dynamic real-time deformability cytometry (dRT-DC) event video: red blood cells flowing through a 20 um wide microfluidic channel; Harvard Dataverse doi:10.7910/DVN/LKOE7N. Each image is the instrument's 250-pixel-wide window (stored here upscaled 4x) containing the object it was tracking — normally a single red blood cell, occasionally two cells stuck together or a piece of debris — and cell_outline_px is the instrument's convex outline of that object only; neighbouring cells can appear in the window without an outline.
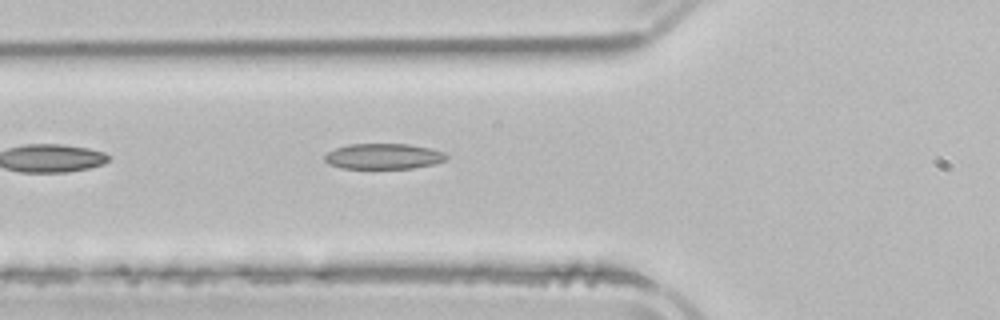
{"species": "common noctule bat (a hibernating species)", "species_latin": "Nyctalus noctula", "temperature_condition": "room temperature", "stored_images_in_passage": 6, "camera_frame_rate_fps": 3000, "um_per_image_px": 0.085, "animal": {"sex": "male", "body_mass_g": 21.5, "forearm_length_mm": 52.0}, "frame": {"image": 1, "passage_image": 6, "time_ms": 8.333, "image_size_px": [1000, 320], "cell_outline_px": [[448, 156], [444, 160], [432, 164], [412, 168], [340, 168], [328, 164], [324, 160], [324, 156], [328, 152], [336, 148], [348, 144], [408, 144], [428, 148], [444, 152]], "centroid_in_image_um": [32.55, 13.28], "position_along_channel_um": 93.3, "area_um2": 17.98}}